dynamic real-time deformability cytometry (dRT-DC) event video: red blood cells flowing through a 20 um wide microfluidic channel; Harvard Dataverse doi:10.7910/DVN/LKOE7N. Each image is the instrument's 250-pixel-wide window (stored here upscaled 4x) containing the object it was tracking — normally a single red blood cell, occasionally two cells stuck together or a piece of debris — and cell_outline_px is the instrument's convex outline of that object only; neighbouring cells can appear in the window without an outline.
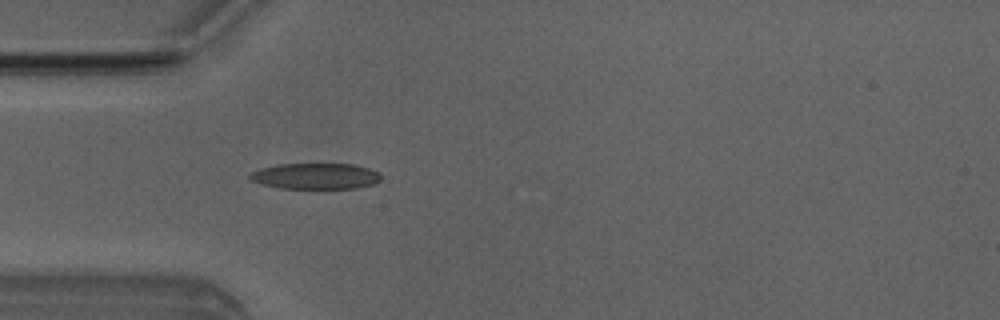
{"species": "Egyptian fruit bat (a non-hibernating species)", "species_latin": "Rousettus aegyptiacus", "temperature_condition": "room temperature", "stored_images_in_passage": 3, "camera_frame_rate_fps": 3000, "um_per_image_px": 0.085, "animal": {"sex": "male"}, "frame": {"image": 1, "passage_image": 3, "time_ms": 3.333, "image_size_px": [1000, 320], "cell_outline_px": [[380, 180], [372, 184], [356, 188], [280, 188], [260, 184], [252, 180], [248, 176], [252, 172], [260, 168], [280, 164], [352, 164], [368, 168], [380, 172]], "centroid_in_image_um": [26.81, 14.97], "position_along_channel_um": 58.2, "area_um2": 19.71}}